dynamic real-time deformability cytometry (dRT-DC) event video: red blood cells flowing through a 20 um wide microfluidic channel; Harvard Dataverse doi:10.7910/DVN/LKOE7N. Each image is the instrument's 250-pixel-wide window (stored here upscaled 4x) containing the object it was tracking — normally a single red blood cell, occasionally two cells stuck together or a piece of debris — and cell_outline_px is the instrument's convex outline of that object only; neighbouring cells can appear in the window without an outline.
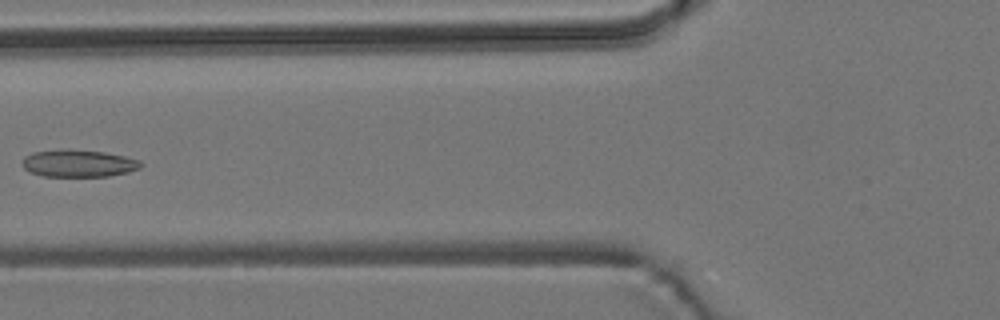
{"species": "common noctule bat (a hibernating species)", "species_latin": "Nyctalus noctula", "temperature_condition": "room temperature", "stored_images_in_passage": 5, "camera_frame_rate_fps": 3000, "um_per_image_px": 0.085, "animal": {"sex": "male", "body_mass_g": 19.2, "forearm_length_mm": 51.8}, "frame": {"image": 1, "passage_image": 4, "time_ms": 1.0, "image_size_px": [1000, 320], "cell_outline_px": [[144, 164], [140, 168], [128, 172], [108, 176], [44, 176], [32, 172], [24, 168], [20, 164], [24, 156], [32, 152], [104, 152], [124, 156], [140, 160]], "centroid_in_image_um": [6.71, 13.93], "position_along_channel_um": 119.1, "area_um2": 17.98}}
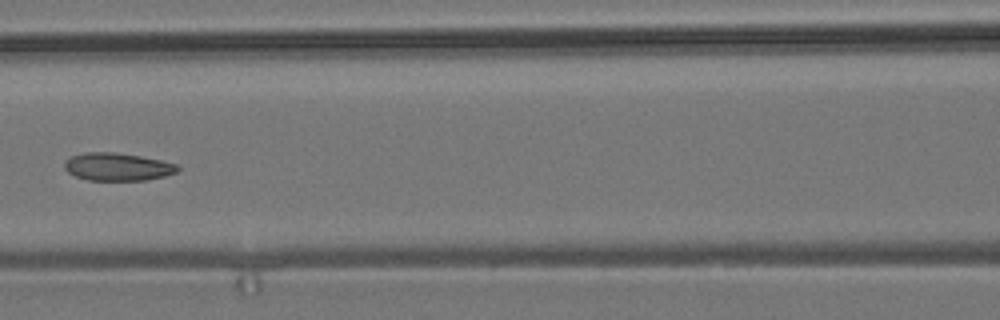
{"frame": {"image": 2, "passage_image": 5, "time_ms": 1.333, "image_size_px": [1000, 320], "cell_outline_px": [[180, 168], [176, 172], [164, 176], [144, 180], [88, 180], [76, 176], [68, 172], [64, 168], [64, 164], [72, 156], [84, 152], [112, 152], [140, 156], [180, 164]], "centroid_in_image_um": [10.01, 14.17], "position_along_channel_um": 156.6, "area_um2": 18.21}}